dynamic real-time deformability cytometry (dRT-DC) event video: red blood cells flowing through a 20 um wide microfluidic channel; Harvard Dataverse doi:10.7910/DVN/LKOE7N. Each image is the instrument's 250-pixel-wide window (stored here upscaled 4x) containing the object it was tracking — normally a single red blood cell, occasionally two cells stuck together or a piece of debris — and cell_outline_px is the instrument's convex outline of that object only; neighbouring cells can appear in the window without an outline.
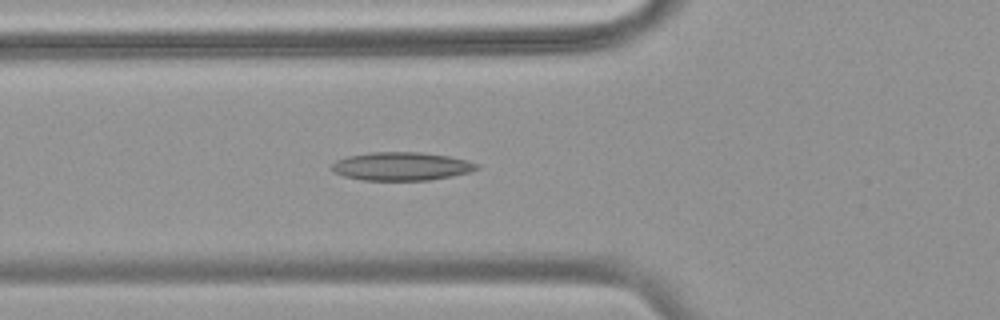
{"species": "common noctule bat (a hibernating species)", "species_latin": "Nyctalus noctula", "temperature_condition": "warm", "stored_images_in_passage": 47, "segment_of_instrument_passage": [1, 2], "camera_frame_rate_fps": 3000, "um_per_image_px": 0.085, "animal": {"sex": "female", "body_mass_g": 18.4}, "frame": {"image": 1, "passage_image": 17, "time_ms": 5.333, "image_size_px": [1000, 320], "cell_outline_px": [[480, 168], [468, 172], [452, 176], [428, 180], [364, 180], [344, 176], [332, 172], [332, 164], [336, 160], [348, 156], [372, 152], [420, 152], [448, 156], [468, 160], [480, 164]], "centroid_in_image_um": [34.13, 14.13], "position_along_channel_um": 91.7, "area_um2": 23.93}}
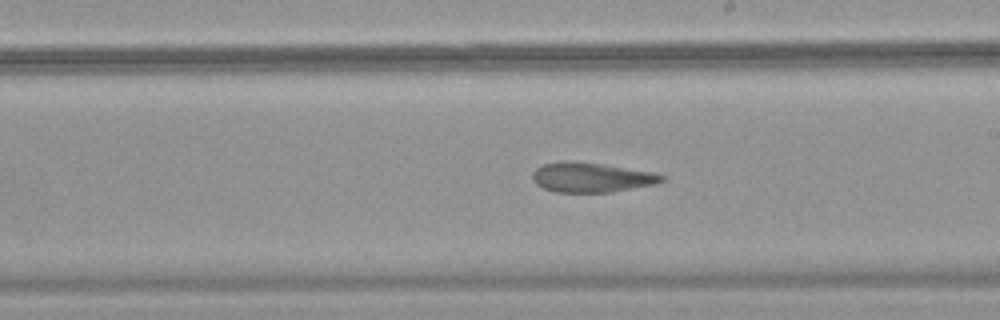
{"frame": {"image": 2, "passage_image": 29, "time_ms": 9.333, "image_size_px": [1000, 320], "cell_outline_px": [[668, 176], [664, 180], [656, 184], [612, 192], [556, 192], [544, 188], [536, 184], [532, 180], [532, 172], [536, 168], [544, 164], [572, 160], [604, 164], [652, 172]], "centroid_in_image_um": [50.28, 15.07], "position_along_channel_um": 238.7, "area_um2": 22.48}}
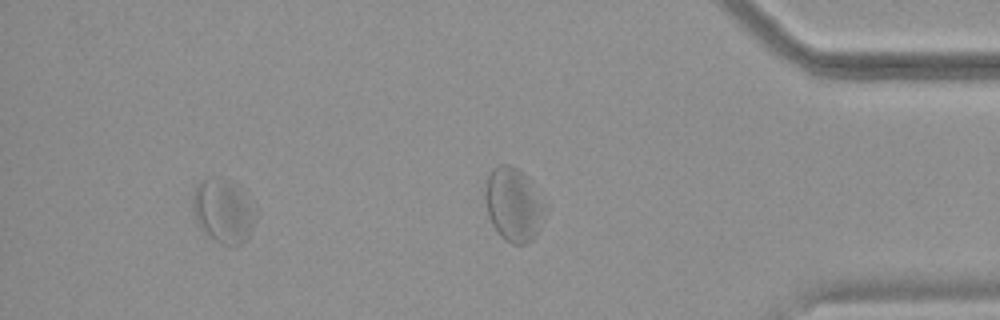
{"frame": {"image": 3, "passage_image": 43, "time_ms": 14.0, "image_size_px": [1000, 320], "cell_outline_px": [[260, 212], [248, 236], [240, 244], [232, 248], [220, 244], [208, 236], [200, 228], [196, 220], [192, 208], [192, 196], [200, 180], [208, 176], [224, 176], [232, 180], [244, 188]], "centroid_in_image_um": [19.04, 17.88], "position_along_channel_um": 416.2, "area_um2": 24.85}}